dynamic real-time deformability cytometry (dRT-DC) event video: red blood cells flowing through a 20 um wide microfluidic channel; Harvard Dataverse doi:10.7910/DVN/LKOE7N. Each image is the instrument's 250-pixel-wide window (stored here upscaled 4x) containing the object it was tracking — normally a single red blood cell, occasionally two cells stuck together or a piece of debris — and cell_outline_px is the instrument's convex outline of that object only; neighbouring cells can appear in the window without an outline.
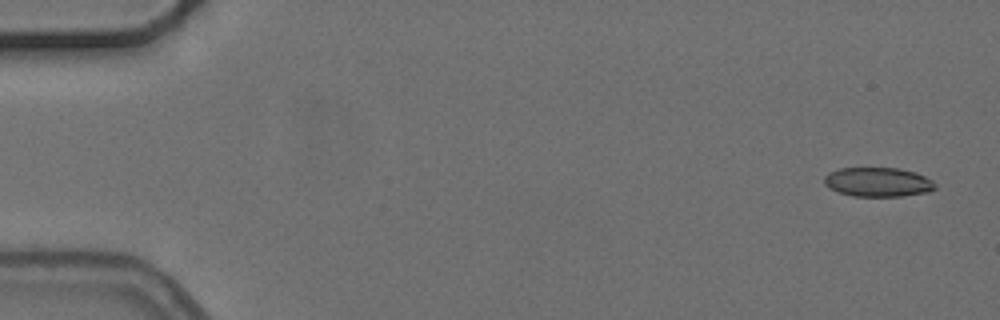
{"species": "common noctule bat (a hibernating species)", "species_latin": "Nyctalus noctula", "temperature_condition": "cold", "stored_images_in_passage": 5, "camera_frame_rate_fps": 3000, "um_per_image_px": 0.085, "animal": {"sex": "female", "body_mass_g": 24.6, "forearm_length_mm": 56.2}, "frame": {"image": 1, "passage_image": 1, "time_ms": 0.0, "image_size_px": [1000, 320], "cell_outline_px": [[936, 188], [928, 192], [904, 196], [852, 196], [828, 188], [824, 184], [824, 176], [828, 172], [840, 168], [900, 168], [916, 172], [932, 180], [936, 184]], "centroid_in_image_um": [74.63, 15.47], "position_along_channel_um": 10.4, "area_um2": 19.07}}
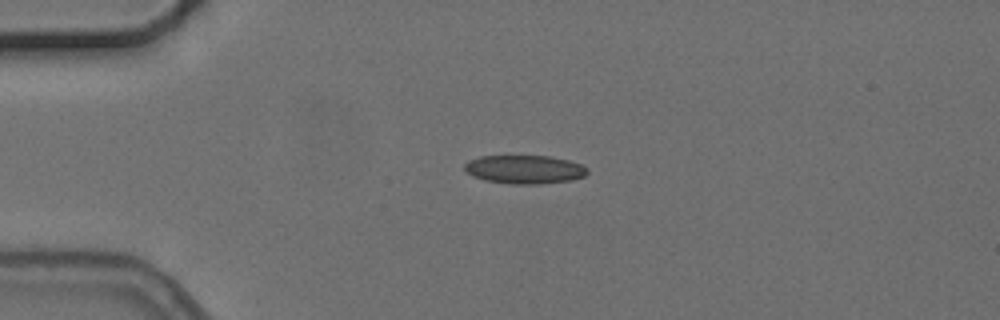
{"frame": {"image": 2, "passage_image": 4, "time_ms": 3.667, "image_size_px": [1000, 320], "cell_outline_px": [[588, 172], [584, 176], [572, 180], [540, 184], [512, 184], [484, 180], [472, 176], [464, 168], [464, 164], [468, 160], [480, 156], [552, 156], [568, 160], [580, 164], [588, 168]], "centroid_in_image_um": [44.59, 14.4], "position_along_channel_um": 40.4, "area_um2": 20.52}}